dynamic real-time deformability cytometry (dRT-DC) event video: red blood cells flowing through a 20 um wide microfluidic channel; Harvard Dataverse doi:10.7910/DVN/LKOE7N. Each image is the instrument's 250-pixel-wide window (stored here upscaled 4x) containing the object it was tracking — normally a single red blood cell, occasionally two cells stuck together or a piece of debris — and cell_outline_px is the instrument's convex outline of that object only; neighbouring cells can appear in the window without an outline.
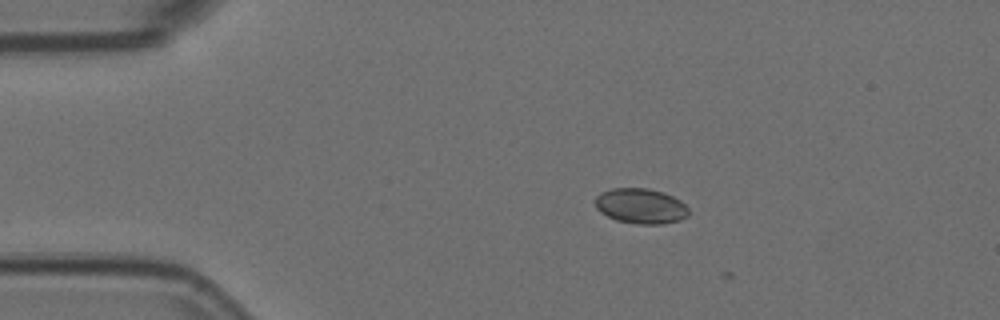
{"species": "Egyptian fruit bat (a non-hibernating species)", "species_latin": "Rousettus aegyptiacus", "temperature_condition": "room temperature", "stored_images_in_passage": 2, "camera_frame_rate_fps": 3000, "um_per_image_px": 0.085, "animal": {"sex": "female"}, "frame": {"image": 1, "passage_image": 1, "time_ms": 0.0, "image_size_px": [1000, 320], "cell_outline_px": [[688, 216], [680, 220], [660, 224], [636, 224], [616, 220], [600, 212], [596, 208], [596, 196], [600, 192], [612, 188], [648, 188], [664, 192], [680, 200], [688, 208]], "centroid_in_image_um": [54.46, 17.51], "position_along_channel_um": 30.5, "area_um2": 19.25}}